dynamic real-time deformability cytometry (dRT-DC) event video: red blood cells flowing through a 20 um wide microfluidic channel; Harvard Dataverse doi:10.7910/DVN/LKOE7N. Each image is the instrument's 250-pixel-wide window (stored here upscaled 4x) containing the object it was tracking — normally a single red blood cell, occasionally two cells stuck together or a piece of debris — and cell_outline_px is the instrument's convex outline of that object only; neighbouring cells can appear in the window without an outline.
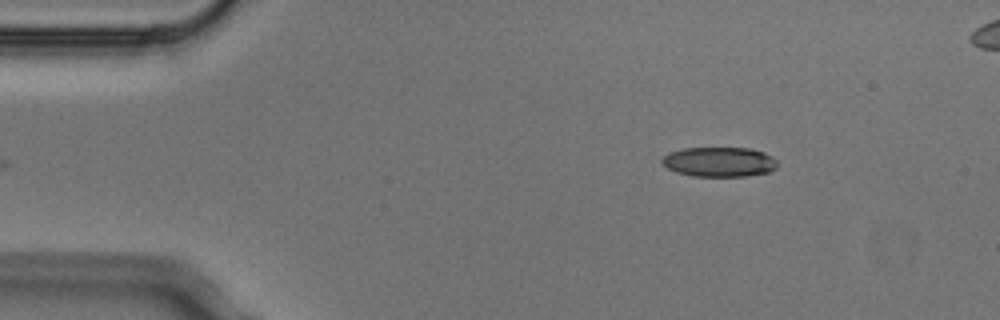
{"species": "Egyptian fruit bat (a non-hibernating species)", "species_latin": "Rousettus aegyptiacus", "temperature_condition": "cold", "stored_images_in_passage": 3, "camera_frame_rate_fps": 3000, "um_per_image_px": 0.085, "animal": {"sex": "male"}, "frame": {"image": 1, "passage_image": 3, "time_ms": 0.667, "image_size_px": [1000, 320], "cell_outline_px": [[776, 168], [768, 172], [748, 176], [692, 176], [676, 172], [668, 168], [660, 160], [668, 152], [684, 148], [752, 148], [764, 152], [772, 156], [776, 160]], "centroid_in_image_um": [61.14, 13.75], "position_along_channel_um": 23.9, "area_um2": 20.06}}